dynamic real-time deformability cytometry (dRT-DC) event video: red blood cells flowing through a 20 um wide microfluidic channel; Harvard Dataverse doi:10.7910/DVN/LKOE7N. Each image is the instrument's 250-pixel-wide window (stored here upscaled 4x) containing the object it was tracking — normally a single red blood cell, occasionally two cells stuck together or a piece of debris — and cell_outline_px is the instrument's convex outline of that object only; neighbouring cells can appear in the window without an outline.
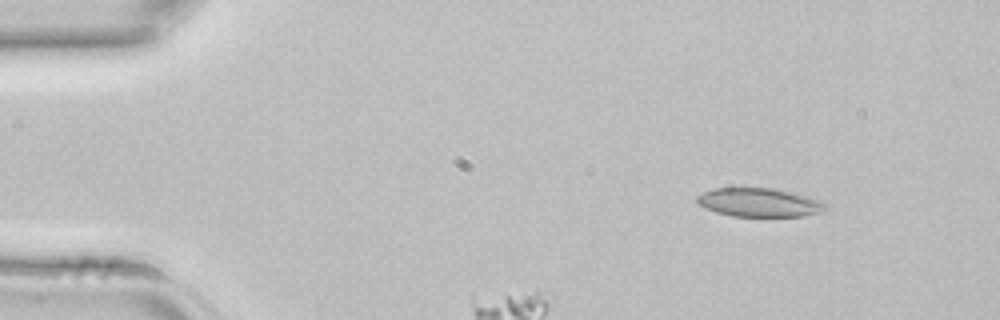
{"species": "common noctule bat (a hibernating species)", "species_latin": "Nyctalus noctula", "temperature_condition": "room temperature", "stored_images_in_passage": 3, "camera_frame_rate_fps": 3000, "um_per_image_px": 0.085, "animal": {"sex": "female", "body_mass_g": 22.7, "forearm_length_mm": 54.2}, "frame": {"image": 1, "passage_image": 2, "time_ms": 0.333, "image_size_px": [1000, 320], "cell_outline_px": [[828, 208], [820, 212], [804, 216], [732, 216], [716, 212], [704, 208], [696, 200], [696, 196], [712, 188], [772, 188], [820, 200], [828, 204]], "centroid_in_image_um": [64.52, 17.21], "position_along_channel_um": 20.5, "area_um2": 21.33}}
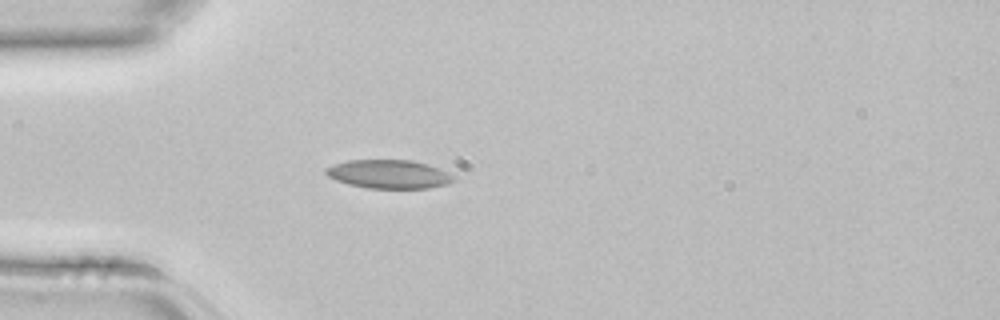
{"frame": {"image": 2, "passage_image": 3, "time_ms": 0.667, "image_size_px": [1000, 320], "cell_outline_px": [[456, 180], [448, 184], [428, 188], [368, 188], [348, 184], [336, 180], [328, 176], [324, 172], [324, 168], [348, 160], [412, 160], [428, 164], [448, 172], [456, 176]], "centroid_in_image_um": [33.08, 14.8], "position_along_channel_um": 51.9, "area_um2": 21.39}}